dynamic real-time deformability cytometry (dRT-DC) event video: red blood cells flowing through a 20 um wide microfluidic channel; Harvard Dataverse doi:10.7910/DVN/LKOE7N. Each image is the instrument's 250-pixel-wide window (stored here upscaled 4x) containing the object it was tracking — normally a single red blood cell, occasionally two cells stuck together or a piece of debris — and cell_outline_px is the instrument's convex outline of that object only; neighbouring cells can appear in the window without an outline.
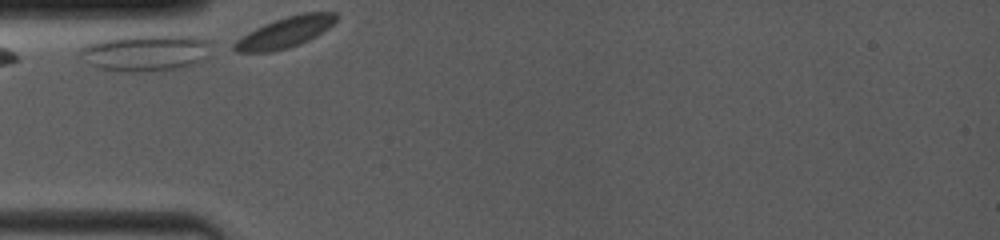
{"species": "common noctule bat (a hibernating species)", "species_latin": "Nyctalus noctula", "temperature_condition": "room temperature", "stored_images_in_passage": 2, "camera_frame_rate_fps": 4000, "um_per_image_px": 0.085, "animal": {"sex": "female", "body_mass_g": 19.0, "forearm_length_mm": 53.3}, "frame": {"image": 1, "passage_image": 1, "time_ms": 0.0, "image_size_px": [1000, 240], "cell_outline_px": [[208, 56], [204, 60], [196, 64], [176, 68], [152, 72], [124, 72], [100, 68], [88, 64], [76, 56], [80, 48], [84, 44], [96, 40], [116, 36], [152, 32], [196, 36], [208, 40]], "centroid_in_image_um": [12.31, 4.43], "position_along_channel_um": 72.7, "area_um2": 29.65}}